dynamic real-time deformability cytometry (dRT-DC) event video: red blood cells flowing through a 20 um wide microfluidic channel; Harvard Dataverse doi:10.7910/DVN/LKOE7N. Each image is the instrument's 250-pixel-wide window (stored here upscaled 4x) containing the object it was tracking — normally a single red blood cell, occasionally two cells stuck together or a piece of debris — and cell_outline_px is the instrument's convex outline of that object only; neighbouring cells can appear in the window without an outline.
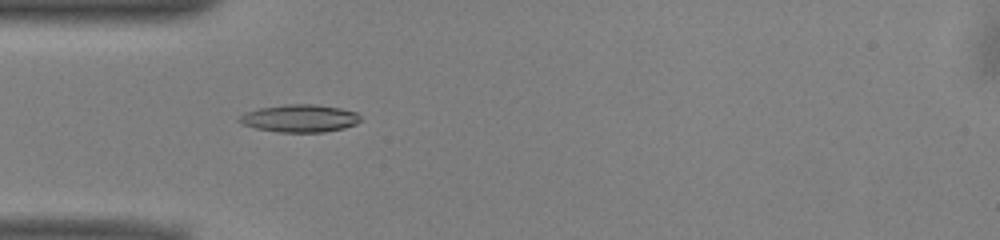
{"species": "common noctule bat (a hibernating species)", "species_latin": "Nyctalus noctula", "temperature_condition": "warm", "stored_images_in_passage": 51, "camera_frame_rate_fps": 3000, "um_per_image_px": 0.085, "animal": {"sex": "male", "body_mass_g": 13.0, "forearm_length_mm": 53.1}, "frame": {"image": 1, "passage_image": 15, "time_ms": 4.667, "image_size_px": [1000, 240], "cell_outline_px": [[360, 120], [356, 124], [344, 128], [324, 132], [276, 132], [256, 128], [240, 124], [236, 120], [244, 112], [260, 108], [284, 104], [316, 104], [340, 108], [356, 112], [360, 116]], "centroid_in_image_um": [25.44, 10.06], "position_along_channel_um": 59.6, "area_um2": 19.65}}
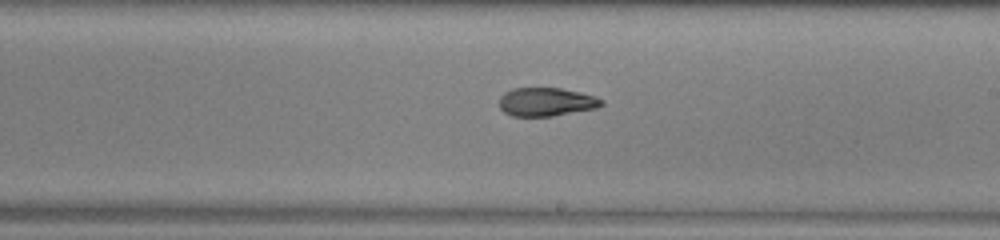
{"frame": {"image": 2, "passage_image": 29, "time_ms": 9.333, "image_size_px": [1000, 240], "cell_outline_px": [[604, 104], [596, 108], [552, 116], [512, 116], [504, 112], [500, 108], [500, 96], [504, 92], [512, 88], [560, 88], [580, 92], [604, 100]], "centroid_in_image_um": [46.41, 8.66], "position_along_channel_um": 242.6, "area_um2": 16.94}}
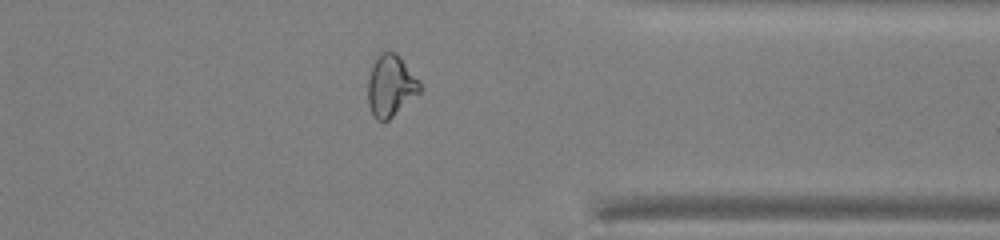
{"frame": {"image": 3, "passage_image": 40, "time_ms": 13.0, "image_size_px": [1000, 240], "cell_outline_px": [[424, 88], [420, 92], [388, 120], [376, 120], [372, 116], [368, 104], [368, 80], [372, 64], [376, 56], [380, 52], [396, 52], [400, 56], [420, 80]], "centroid_in_image_um": [33.22, 7.27], "position_along_channel_um": 378.2, "area_um2": 18.9}, "authors_computed_cell_mechanics": {"area_um2": 18.3226, "velocity_mm_per_s": 3.9687, "shape_relaxation_time_tau1_ms": null, "shape_relaxation_time_tau2_ms": 2.1817, "deformation_change_tau1": null, "deformation_change_tau2": 0.0853}}